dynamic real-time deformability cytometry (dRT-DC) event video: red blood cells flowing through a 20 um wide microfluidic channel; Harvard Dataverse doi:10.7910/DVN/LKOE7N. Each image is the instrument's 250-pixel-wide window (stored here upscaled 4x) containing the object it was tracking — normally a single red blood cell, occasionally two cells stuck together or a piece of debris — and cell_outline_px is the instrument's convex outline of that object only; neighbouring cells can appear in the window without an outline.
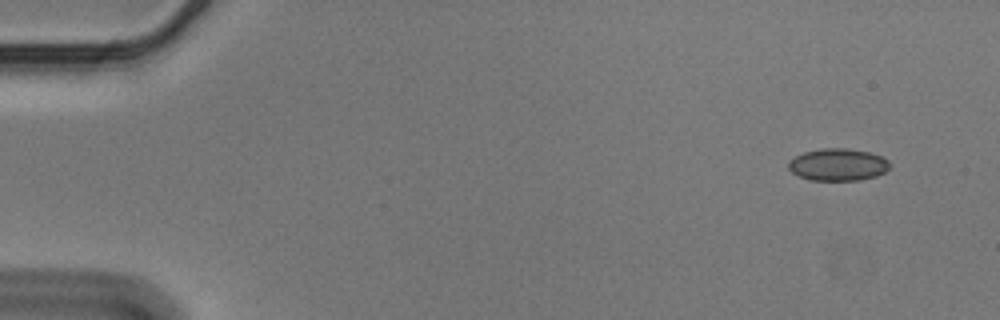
{"species": "Egyptian fruit bat (a non-hibernating species)", "species_latin": "Rousettus aegyptiacus", "temperature_condition": "cold", "stored_images_in_passage": 11, "camera_frame_rate_fps": 3000, "um_per_image_px": 0.085, "animal": {"sex": "male"}, "frame": {"image": 1, "passage_image": 1, "time_ms": 0.0, "image_size_px": [1000, 320], "cell_outline_px": [[888, 168], [884, 172], [876, 176], [860, 180], [812, 180], [800, 176], [792, 172], [788, 168], [788, 160], [804, 152], [820, 148], [844, 148], [868, 152], [880, 156], [888, 160]], "centroid_in_image_um": [71.19, 13.99], "position_along_channel_um": 13.8, "area_um2": 18.84}}